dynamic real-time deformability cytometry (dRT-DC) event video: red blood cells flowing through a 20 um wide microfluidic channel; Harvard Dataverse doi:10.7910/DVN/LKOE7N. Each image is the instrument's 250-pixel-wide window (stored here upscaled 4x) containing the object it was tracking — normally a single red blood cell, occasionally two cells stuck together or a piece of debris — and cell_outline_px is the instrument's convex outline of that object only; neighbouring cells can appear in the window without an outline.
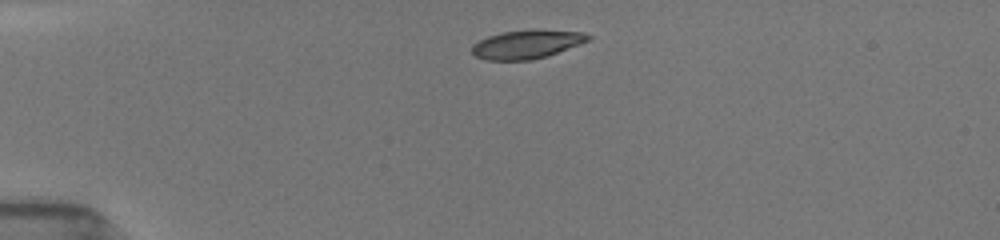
{"species": "common noctule bat (a hibernating species)", "species_latin": "Nyctalus noctula", "temperature_condition": "room temperature", "stored_images_in_passage": 5, "camera_frame_rate_fps": 3000, "um_per_image_px": 0.085, "animal": {"sex": "female", "body_mass_g": 19.5, "forearm_length_mm": 54.1}, "frame": {"image": 1, "passage_image": 1, "time_ms": 0.0, "image_size_px": [1000, 240], "cell_outline_px": [[592, 40], [548, 56], [528, 60], [484, 60], [476, 56], [472, 52], [472, 44], [488, 36], [500, 32], [532, 28], [580, 32], [592, 36]], "centroid_in_image_um": [44.8, 3.74], "position_along_channel_um": 40.2, "area_um2": 19.77}}
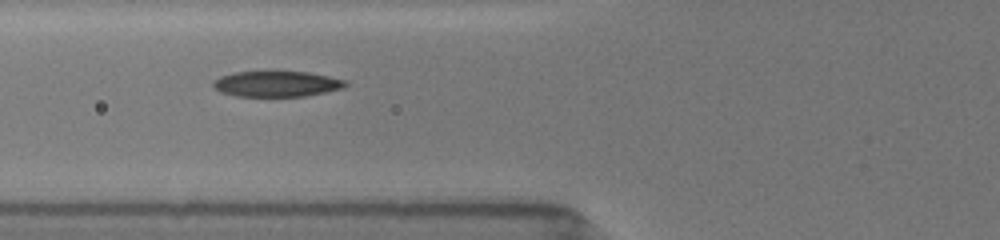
{"frame": {"image": 2, "passage_image": 4, "time_ms": 2.667, "image_size_px": [1000, 240], "cell_outline_px": [[348, 84], [344, 88], [304, 96], [236, 96], [220, 92], [212, 88], [212, 80], [220, 76], [236, 72], [264, 68], [276, 68], [308, 72], [348, 80]], "centroid_in_image_um": [23.47, 7.07], "position_along_channel_um": 102.3, "area_um2": 21.04}}